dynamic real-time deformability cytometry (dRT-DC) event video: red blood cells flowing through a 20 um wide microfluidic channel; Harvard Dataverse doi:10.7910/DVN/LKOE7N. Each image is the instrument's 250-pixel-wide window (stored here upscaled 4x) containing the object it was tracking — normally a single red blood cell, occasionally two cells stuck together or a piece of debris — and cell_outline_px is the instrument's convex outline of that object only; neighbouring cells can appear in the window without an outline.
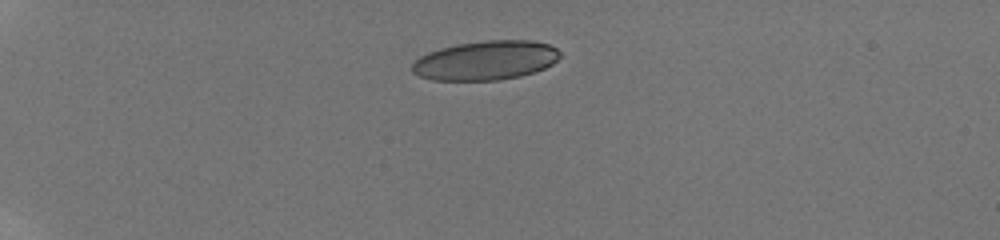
{"species": "human", "species_latin": "Homo sapiens", "temperature_condition": "room temperature", "stored_images_in_passage": 27, "camera_frame_rate_fps": 3000, "um_per_image_px": 0.085, "donor": {"sex": "male"}, "frame": {"image": 1, "passage_image": 1, "time_ms": 0.0, "image_size_px": [1000, 240], "cell_outline_px": [[560, 56], [552, 64], [536, 72], [520, 76], [500, 80], [432, 80], [420, 76], [412, 72], [412, 64], [420, 56], [428, 52], [440, 48], [456, 44], [484, 40], [532, 40], [548, 44], [556, 48], [560, 52]], "centroid_in_image_um": [41.28, 5.13], "position_along_channel_um": 43.7, "area_um2": 33.93}}
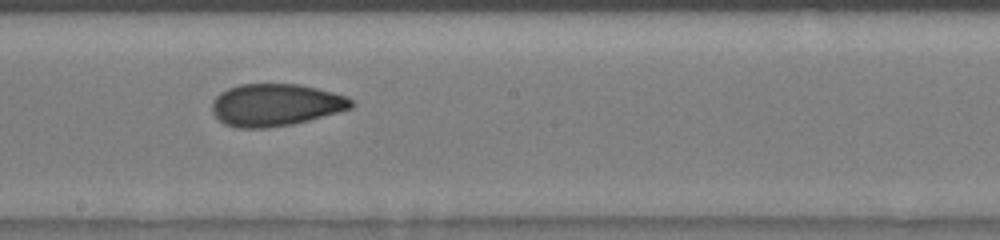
{"frame": {"image": 2, "passage_image": 13, "time_ms": 6.0, "image_size_px": [1000, 240], "cell_outline_px": [[356, 104], [352, 108], [340, 112], [292, 124], [264, 128], [236, 128], [224, 124], [212, 112], [212, 100], [220, 92], [228, 88], [240, 84], [300, 84], [348, 96]], "centroid_in_image_um": [23.43, 8.91], "position_along_channel_um": 224.8, "area_um2": 34.45}}
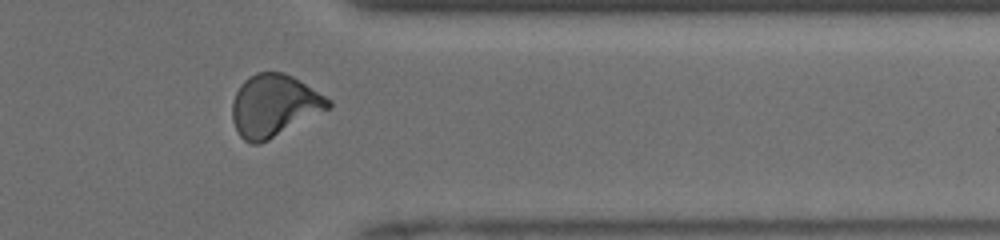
{"frame": {"image": 3, "passage_image": 22, "time_ms": 10.0, "image_size_px": [1000, 240], "cell_outline_px": [[332, 104], [328, 108], [268, 140], [260, 144], [252, 144], [244, 140], [240, 136], [232, 120], [232, 104], [236, 92], [240, 84], [248, 76], [256, 72], [280, 72], [292, 76], [332, 100]], "centroid_in_image_um": [23.25, 8.96], "position_along_channel_um": 388.1, "area_um2": 34.33}, "authors_computed_cell_mechanics": {"area_um2": 33.813, "velocity_mm_per_s": 4.1258, "shape_relaxation_time_tau1_ms": 6.6732, "shape_relaxation_time_tau2_ms": 1.1666, "deformation_change_tau1": 0.1752, "deformation_change_tau2": 0.069}}